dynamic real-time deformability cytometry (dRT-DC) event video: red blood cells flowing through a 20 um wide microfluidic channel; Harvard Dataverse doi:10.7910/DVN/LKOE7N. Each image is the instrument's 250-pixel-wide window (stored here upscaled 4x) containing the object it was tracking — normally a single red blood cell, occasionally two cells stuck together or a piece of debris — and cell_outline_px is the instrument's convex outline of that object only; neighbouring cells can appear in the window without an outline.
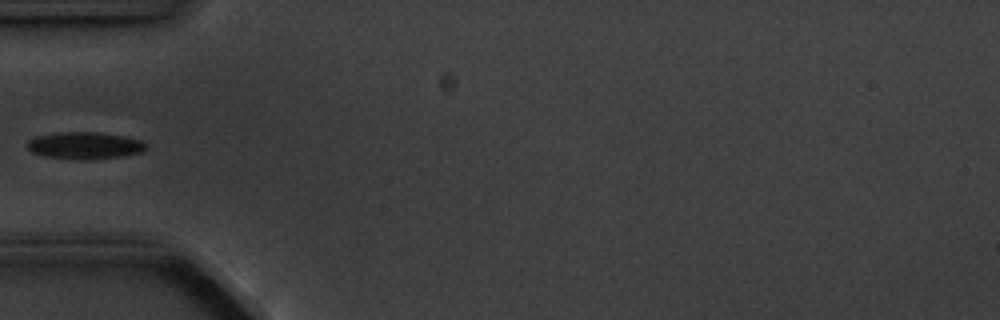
{"species": "common noctule bat (a hibernating species)", "species_latin": "Nyctalus noctula", "temperature_condition": "cold", "stored_images_in_passage": 2, "camera_frame_rate_fps": 3000, "um_per_image_px": 0.085, "animal": {"sex": "male", "body_mass_g": 20.1, "forearm_length_mm": 53.5}, "frame": {"image": 1, "passage_image": 1, "time_ms": 0.0, "image_size_px": [1000, 320], "cell_outline_px": [[148, 144], [144, 152], [120, 156], [88, 160], [80, 160], [48, 156], [32, 152], [28, 148], [28, 140], [36, 136], [56, 132], [100, 132], [124, 136], [140, 140]], "centroid_in_image_um": [7.24, 12.36], "position_along_channel_um": 77.8, "area_um2": 18.73}}
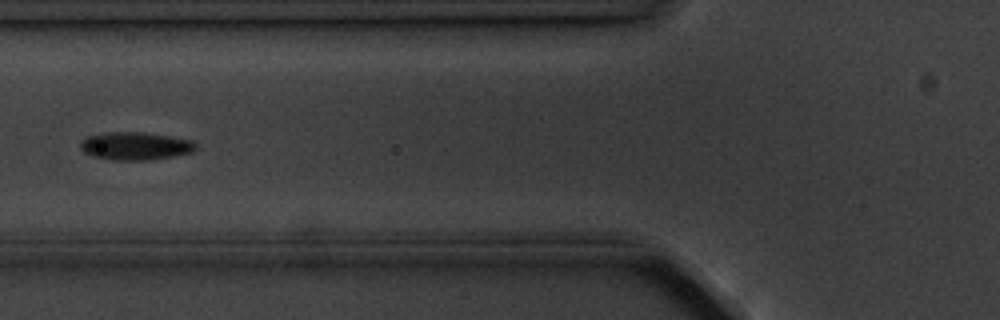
{"frame": {"image": 2, "passage_image": 2, "time_ms": 1.0, "image_size_px": [1000, 320], "cell_outline_px": [[196, 148], [192, 152], [172, 156], [148, 160], [112, 160], [92, 156], [84, 152], [80, 148], [80, 140], [84, 136], [104, 132], [144, 132], [192, 140], [196, 144]], "centroid_in_image_um": [11.44, 12.4], "position_along_channel_um": 114.4, "area_um2": 18.9}}